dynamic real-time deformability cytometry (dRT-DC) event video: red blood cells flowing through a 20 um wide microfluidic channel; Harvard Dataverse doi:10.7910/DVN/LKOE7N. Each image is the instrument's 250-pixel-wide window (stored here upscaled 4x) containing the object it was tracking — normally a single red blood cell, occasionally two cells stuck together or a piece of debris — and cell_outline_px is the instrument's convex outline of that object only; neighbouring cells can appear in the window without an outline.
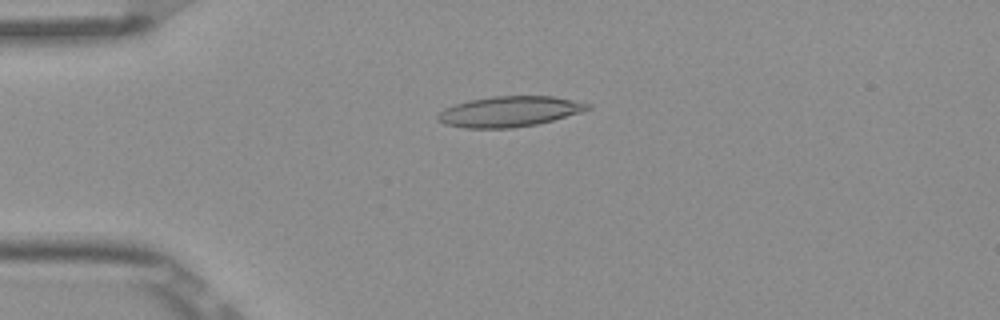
{"species": "Egyptian fruit bat (a non-hibernating species)", "species_latin": "Rousettus aegyptiacus", "temperature_condition": "room temperature", "stored_images_in_passage": 1, "camera_frame_rate_fps": 3000, "um_per_image_px": 0.085, "frame": {"image": 1, "passage_image": 1, "time_ms": 0.0, "image_size_px": [1000, 320], "cell_outline_px": [[592, 108], [580, 112], [552, 120], [536, 124], [512, 128], [464, 128], [444, 124], [436, 120], [436, 116], [444, 108], [468, 100], [492, 96], [552, 96], [592, 104]], "centroid_in_image_um": [43.26, 9.48], "position_along_channel_um": 41.7, "area_um2": 26.59}}